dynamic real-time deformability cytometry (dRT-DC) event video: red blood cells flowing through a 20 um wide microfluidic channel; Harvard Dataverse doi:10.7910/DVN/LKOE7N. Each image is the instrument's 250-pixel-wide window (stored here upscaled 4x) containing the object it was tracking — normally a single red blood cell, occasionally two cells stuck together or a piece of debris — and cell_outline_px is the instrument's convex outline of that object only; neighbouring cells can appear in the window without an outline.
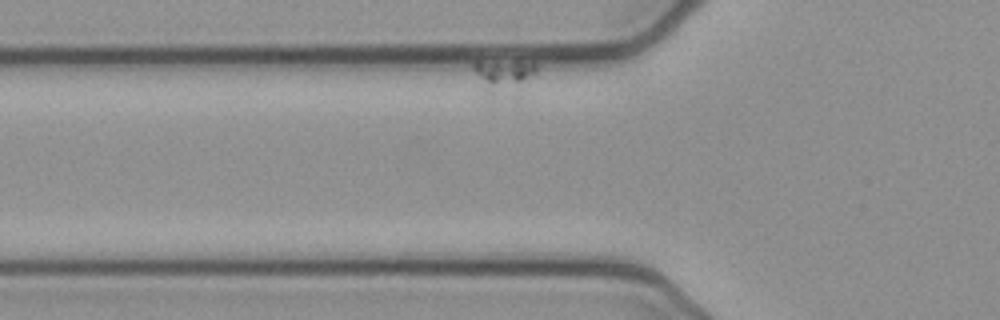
{"species": "common noctule bat (a hibernating species)", "species_latin": "Nyctalus noctula", "temperature_condition": "cold", "stored_images_in_passage": 21, "camera_frame_rate_fps": 3000, "um_per_image_px": 0.085, "animal": {"sex": "female", "body_mass_g": 21.9}, "frame": {"image": 1, "passage_image": 4, "time_ms": 1.0, "image_size_px": [1000, 320], "cell_outline_px": [[536, 72], [520, 100], [488, 84], [472, 68], [472, 64], [476, 60], [532, 60], [536, 64]], "centroid_in_image_um": [43.09, 6.36], "position_along_channel_um": 82.7, "area_um2": 12.14}}
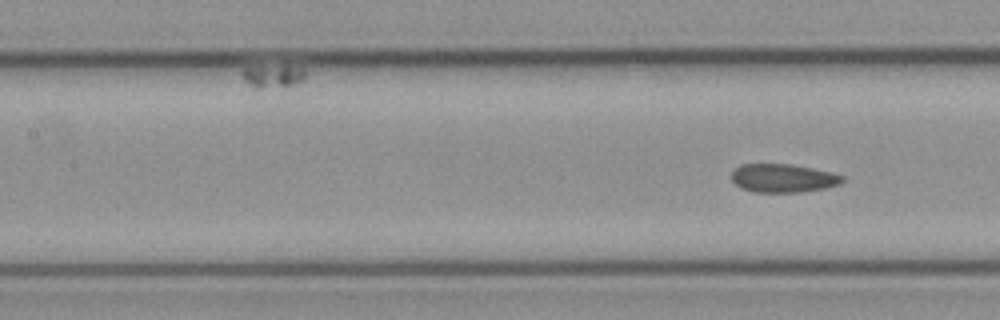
{"frame": {"image": 2, "passage_image": 21, "time_ms": 6.667, "image_size_px": [1000, 320], "cell_outline_px": [[844, 180], [840, 184], [824, 188], [800, 192], [752, 192], [740, 188], [732, 180], [732, 172], [740, 164], [792, 164], [832, 172], [844, 176]], "centroid_in_image_um": [66.56, 15.14], "position_along_channel_um": 140.8, "area_um2": 18.44}}